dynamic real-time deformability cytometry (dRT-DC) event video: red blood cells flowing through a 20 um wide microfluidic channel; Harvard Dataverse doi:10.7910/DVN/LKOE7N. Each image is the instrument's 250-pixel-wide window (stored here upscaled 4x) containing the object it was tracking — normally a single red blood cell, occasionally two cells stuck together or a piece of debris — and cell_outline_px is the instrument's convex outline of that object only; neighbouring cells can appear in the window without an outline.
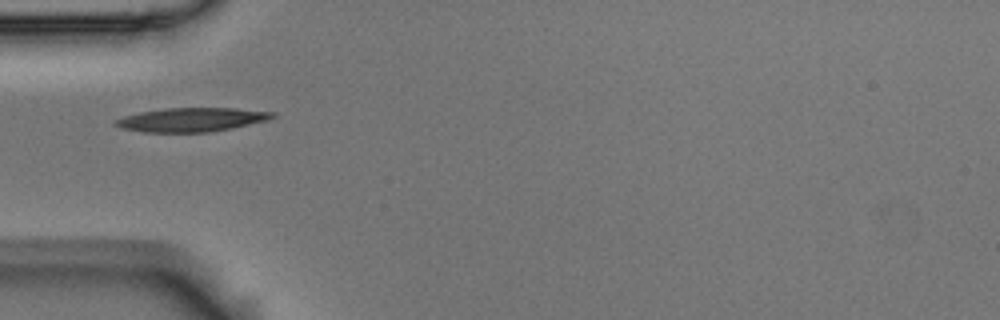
{"species": "Egyptian fruit bat (a non-hibernating species)", "species_latin": "Rousettus aegyptiacus", "temperature_condition": "room temperature", "stored_images_in_passage": 5, "camera_frame_rate_fps": 3000, "um_per_image_px": 0.085, "animal": {"sex": "male"}, "frame": {"image": 1, "passage_image": 5, "time_ms": 1.333, "image_size_px": [1000, 320], "cell_outline_px": [[276, 116], [268, 120], [232, 128], [208, 132], [144, 132], [120, 128], [112, 124], [112, 120], [124, 116], [140, 112], [168, 108], [236, 108], [276, 112]], "centroid_in_image_um": [16.27, 10.17], "position_along_channel_um": 68.7, "area_um2": 21.96}}